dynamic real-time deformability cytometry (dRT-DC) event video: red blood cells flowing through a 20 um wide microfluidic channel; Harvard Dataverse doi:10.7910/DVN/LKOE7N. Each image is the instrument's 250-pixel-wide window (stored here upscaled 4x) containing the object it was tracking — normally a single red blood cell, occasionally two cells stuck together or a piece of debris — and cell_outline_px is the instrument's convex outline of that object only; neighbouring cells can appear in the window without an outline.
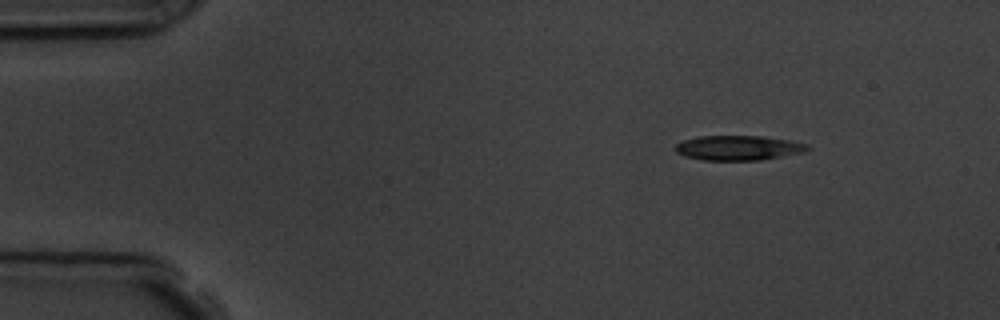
{"species": "common noctule bat (a hibernating species)", "species_latin": "Nyctalus noctula", "temperature_condition": "room temperature", "stored_images_in_passage": 4, "camera_frame_rate_fps": 3000, "um_per_image_px": 0.085, "animal": {"sex": "male", "body_mass_g": 19.5, "forearm_length_mm": 54.6}, "frame": {"image": 1, "passage_image": 1, "time_ms": 0.0, "image_size_px": [1000, 320], "cell_outline_px": [[812, 148], [804, 152], [760, 160], [704, 160], [684, 156], [676, 152], [676, 144], [684, 140], [696, 136], [764, 136], [792, 140], [808, 144]], "centroid_in_image_um": [62.8, 12.56], "position_along_channel_um": 22.2, "area_um2": 19.19}}